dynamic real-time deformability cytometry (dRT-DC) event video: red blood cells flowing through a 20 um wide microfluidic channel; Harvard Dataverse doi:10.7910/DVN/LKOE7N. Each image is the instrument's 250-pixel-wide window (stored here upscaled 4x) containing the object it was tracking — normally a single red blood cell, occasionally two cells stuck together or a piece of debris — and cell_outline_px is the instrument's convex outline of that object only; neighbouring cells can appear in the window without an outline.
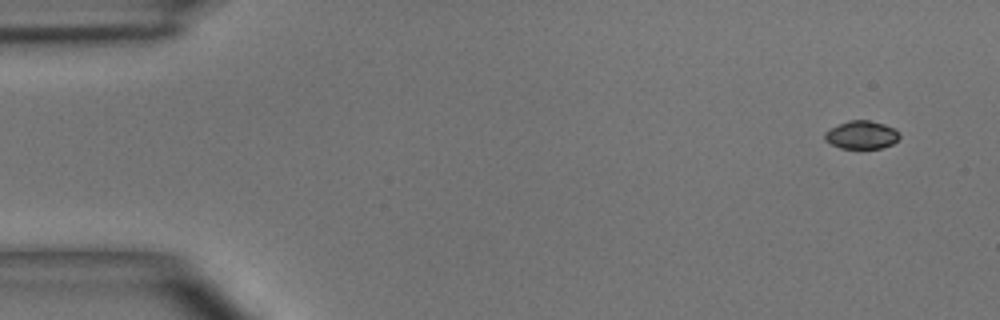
{"species": "common noctule bat (a hibernating species)", "species_latin": "Nyctalus noctula", "temperature_condition": "room temperature", "stored_images_in_passage": 3, "camera_frame_rate_fps": 3000, "um_per_image_px": 0.085, "animal": {"sex": "male", "body_mass_g": 15.6}, "frame": {"image": 1, "passage_image": 1, "time_ms": 0.0, "image_size_px": [1000, 320], "cell_outline_px": [[900, 136], [892, 144], [880, 148], [840, 148], [824, 140], [824, 132], [848, 120], [868, 120], [884, 124], [900, 132]], "centroid_in_image_um": [73.22, 11.46], "position_along_channel_um": 11.8, "area_um2": 12.08}}